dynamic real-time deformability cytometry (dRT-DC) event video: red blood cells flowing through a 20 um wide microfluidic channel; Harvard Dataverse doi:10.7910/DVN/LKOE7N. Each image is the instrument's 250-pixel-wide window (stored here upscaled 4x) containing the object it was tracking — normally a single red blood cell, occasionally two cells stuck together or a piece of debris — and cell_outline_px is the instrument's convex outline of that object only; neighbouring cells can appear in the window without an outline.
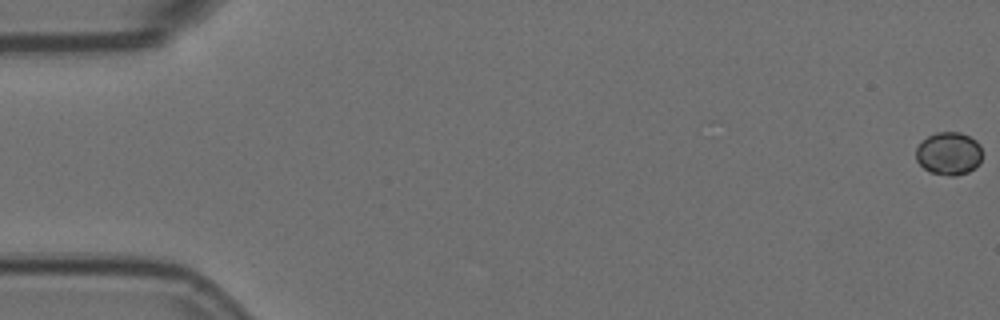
{"species": "Egyptian fruit bat (a non-hibernating species)", "species_latin": "Rousettus aegyptiacus", "temperature_condition": "room temperature", "stored_images_in_passage": 5, "camera_frame_rate_fps": 3000, "um_per_image_px": 0.085, "animal": {"sex": "female"}, "frame": {"image": 1, "passage_image": 1, "time_ms": 0.0, "image_size_px": [1000, 320], "cell_outline_px": [[980, 164], [976, 168], [968, 172], [956, 176], [948, 176], [932, 172], [924, 168], [916, 160], [916, 148], [928, 136], [936, 132], [960, 132], [976, 140], [980, 144]], "centroid_in_image_um": [80.66, 13.05], "position_along_channel_um": 4.3, "area_um2": 16.53}}